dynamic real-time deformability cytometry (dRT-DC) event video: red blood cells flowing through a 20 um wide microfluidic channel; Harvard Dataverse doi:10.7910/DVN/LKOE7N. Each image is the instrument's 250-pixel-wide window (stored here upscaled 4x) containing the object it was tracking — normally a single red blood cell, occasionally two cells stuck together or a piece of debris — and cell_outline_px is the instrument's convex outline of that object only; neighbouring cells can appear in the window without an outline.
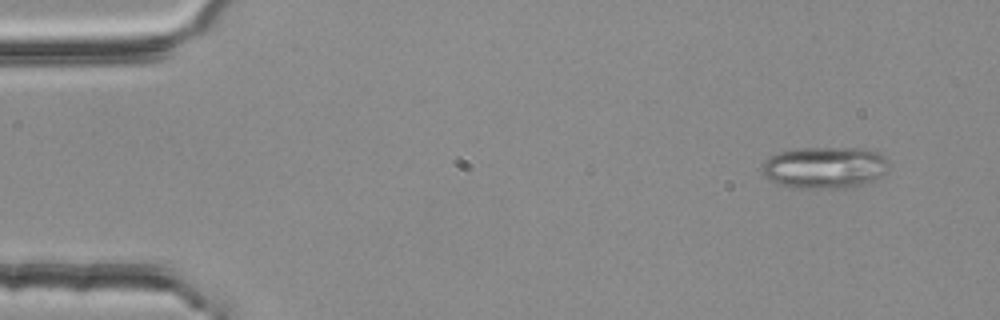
{"species": "common noctule bat (a hibernating species)", "species_latin": "Nyctalus noctula", "temperature_condition": "room temperature", "stored_images_in_passage": 3, "camera_frame_rate_fps": 3000, "um_per_image_px": 0.085, "animal": {"sex": "female", "body_mass_g": 25.1}, "frame": {"image": 1, "passage_image": 1, "time_ms": 0.0, "image_size_px": [1000, 320], "cell_outline_px": [[888, 164], [884, 172], [876, 180], [852, 188], [796, 188], [776, 184], [768, 180], [764, 176], [764, 160], [768, 156], [780, 152], [796, 148], [868, 148], [880, 152], [888, 156]], "centroid_in_image_um": [70.14, 14.24], "position_along_channel_um": 14.9, "area_um2": 31.39}}